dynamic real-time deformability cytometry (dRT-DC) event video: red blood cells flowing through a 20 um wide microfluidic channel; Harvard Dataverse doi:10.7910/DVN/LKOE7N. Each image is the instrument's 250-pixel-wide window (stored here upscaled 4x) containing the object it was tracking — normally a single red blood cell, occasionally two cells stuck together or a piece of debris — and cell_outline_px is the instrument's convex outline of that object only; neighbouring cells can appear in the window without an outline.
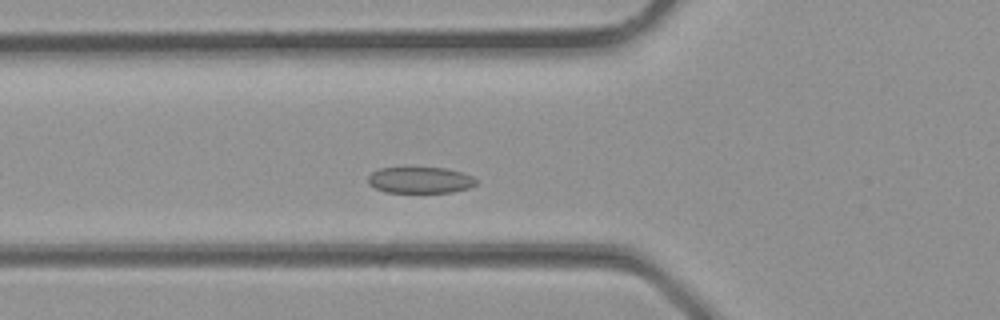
{"species": "common noctule bat (a hibernating species)", "species_latin": "Nyctalus noctula", "temperature_condition": "room temperature", "stored_images_in_passage": 23, "camera_frame_rate_fps": 3000, "um_per_image_px": 0.085, "animal": {"sex": "male", "body_mass_g": 23.1, "forearm_length_mm": 52.7}, "frame": {"image": 1, "passage_image": 7, "time_ms": 2.0, "image_size_px": [1000, 320], "cell_outline_px": [[476, 184], [468, 188], [452, 192], [384, 192], [368, 184], [368, 176], [372, 172], [380, 168], [444, 168], [460, 172], [472, 176], [476, 180]], "centroid_in_image_um": [35.68, 15.31], "position_along_channel_um": 90.1, "area_um2": 16.36}}
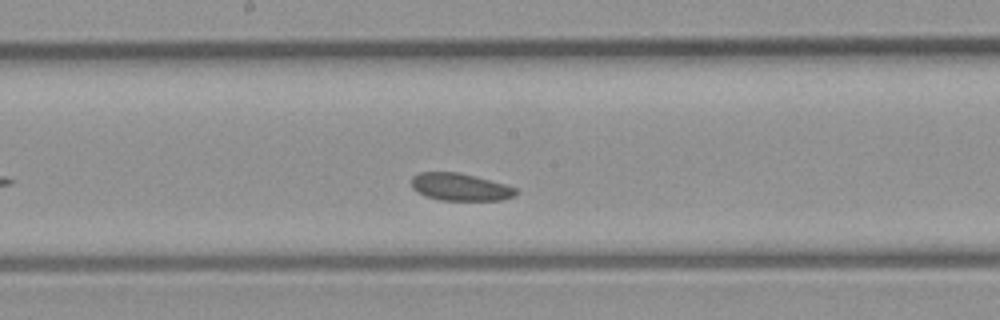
{"frame": {"image": 2, "passage_image": 13, "time_ms": 4.0, "image_size_px": [1000, 320], "cell_outline_px": [[520, 192], [516, 196], [500, 200], [440, 200], [424, 196], [416, 192], [412, 188], [412, 176], [420, 172], [460, 172], [504, 184], [516, 188]], "centroid_in_image_um": [39.11, 15.9], "position_along_channel_um": 209.1, "area_um2": 16.82}}
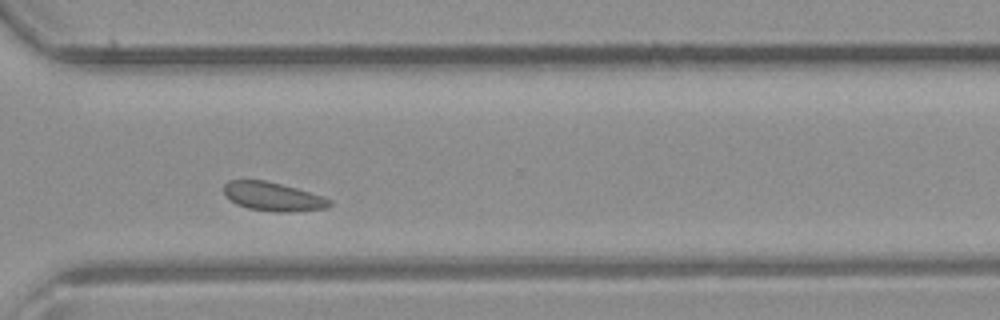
{"frame": {"image": 3, "passage_image": 20, "time_ms": 6.333, "image_size_px": [1000, 320], "cell_outline_px": [[332, 204], [328, 208], [292, 212], [276, 212], [248, 208], [236, 204], [224, 196], [224, 184], [228, 180], [264, 180], [296, 188], [332, 200]], "centroid_in_image_um": [23.17, 16.72], "position_along_channel_um": 347.4, "area_um2": 17.69}}